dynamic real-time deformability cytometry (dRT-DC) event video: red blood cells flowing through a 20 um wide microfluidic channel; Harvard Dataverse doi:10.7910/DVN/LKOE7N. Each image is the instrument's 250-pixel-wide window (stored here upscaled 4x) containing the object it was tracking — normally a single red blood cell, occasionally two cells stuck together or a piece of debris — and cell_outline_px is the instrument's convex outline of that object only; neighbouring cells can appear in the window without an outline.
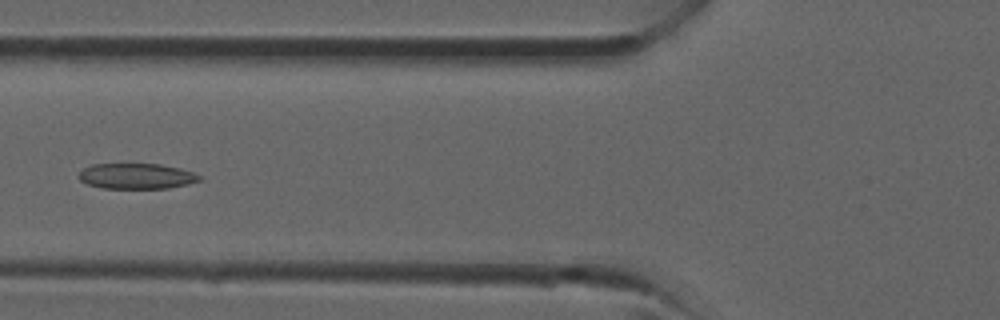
{"species": "common noctule bat (a hibernating species)", "species_latin": "Nyctalus noctula", "temperature_condition": "room temperature", "stored_images_in_passage": 36, "camera_frame_rate_fps": 3000, "um_per_image_px": 0.085, "animal": {"sex": "male", "forearm_length_mm": 52.5}, "frame": {"image": 1, "passage_image": 13, "time_ms": 4.0, "image_size_px": [1000, 320], "cell_outline_px": [[204, 176], [200, 180], [188, 184], [168, 188], [104, 188], [88, 184], [80, 180], [76, 176], [84, 168], [92, 164], [160, 164], [180, 168]], "centroid_in_image_um": [11.61, 14.97], "position_along_channel_um": 114.2, "area_um2": 17.98}}
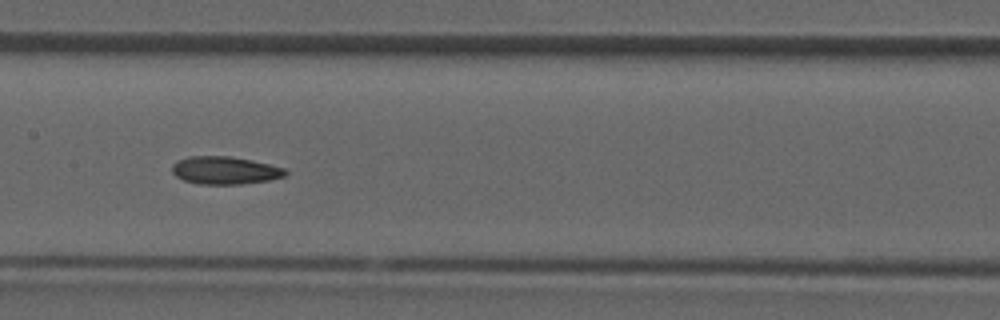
{"frame": {"image": 2, "passage_image": 17, "time_ms": 5.333, "image_size_px": [1000, 320], "cell_outline_px": [[288, 172], [284, 176], [268, 180], [240, 184], [200, 184], [184, 180], [176, 176], [172, 172], [172, 164], [176, 160], [188, 156], [228, 156], [252, 160], [284, 168]], "centroid_in_image_um": [19.08, 14.47], "position_along_channel_um": 188.3, "area_um2": 18.26}}
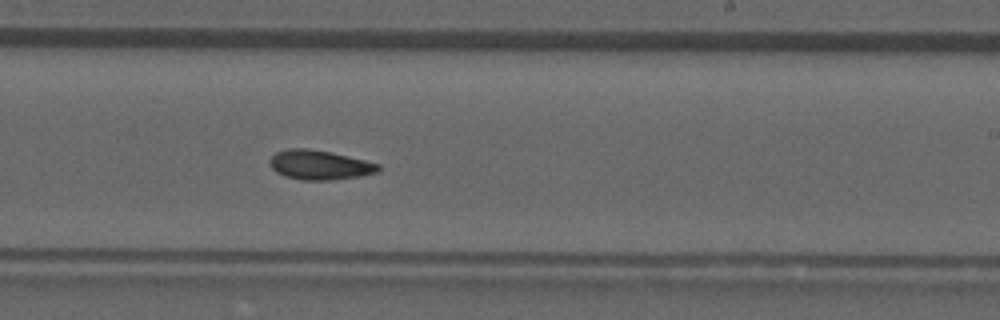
{"frame": {"image": 3, "passage_image": 21, "time_ms": 6.667, "image_size_px": [1000, 320], "cell_outline_px": [[380, 172], [360, 176], [328, 180], [300, 180], [284, 176], [276, 172], [272, 168], [268, 160], [276, 152], [288, 148], [304, 148], [332, 152], [380, 164]], "centroid_in_image_um": [27.16, 14.02], "position_along_channel_um": 261.8, "area_um2": 18.73}}